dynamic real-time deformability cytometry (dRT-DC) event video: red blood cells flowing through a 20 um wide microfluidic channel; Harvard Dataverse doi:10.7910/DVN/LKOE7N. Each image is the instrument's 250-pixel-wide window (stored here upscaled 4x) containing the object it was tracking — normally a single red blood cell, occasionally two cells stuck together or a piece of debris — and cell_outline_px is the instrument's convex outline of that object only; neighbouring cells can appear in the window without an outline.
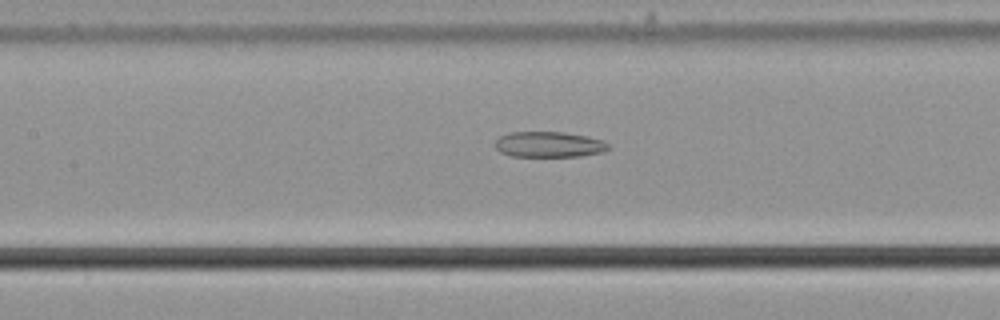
{"species": "common noctule bat (a hibernating species)", "species_latin": "Nyctalus noctula", "temperature_condition": "cold", "stored_images_in_passage": 56, "camera_frame_rate_fps": 3000, "um_per_image_px": 0.085, "animal": {"sex": "male", "body_mass_g": 21.5, "forearm_length_mm": 52.0}, "frame": {"image": 1, "passage_image": 26, "time_ms": 8.333, "image_size_px": [1000, 320], "cell_outline_px": [[608, 148], [604, 152], [580, 156], [512, 156], [500, 152], [496, 148], [496, 140], [500, 136], [508, 132], [564, 132], [588, 136], [604, 140], [608, 144]], "centroid_in_image_um": [46.68, 12.27], "position_along_channel_um": 160.7, "area_um2": 16.94}}
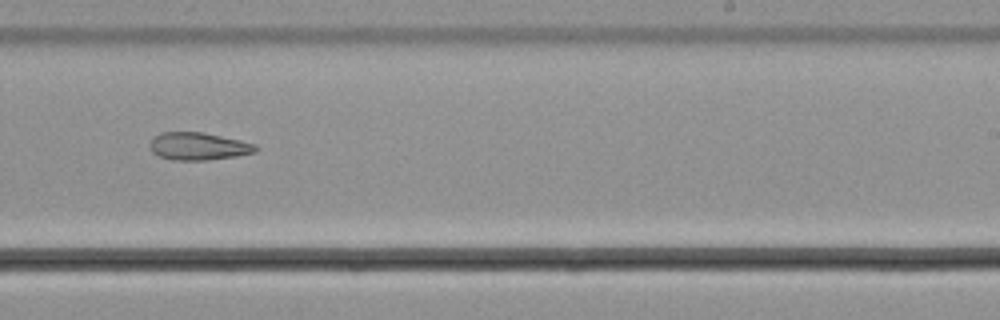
{"frame": {"image": 2, "passage_image": 35, "time_ms": 11.333, "image_size_px": [1000, 320], "cell_outline_px": [[260, 148], [256, 152], [236, 156], [208, 160], [172, 160], [160, 156], [152, 152], [148, 144], [160, 132], [204, 132], [240, 140], [256, 144]], "centroid_in_image_um": [16.89, 12.43], "position_along_channel_um": 272.1, "area_um2": 17.11}}
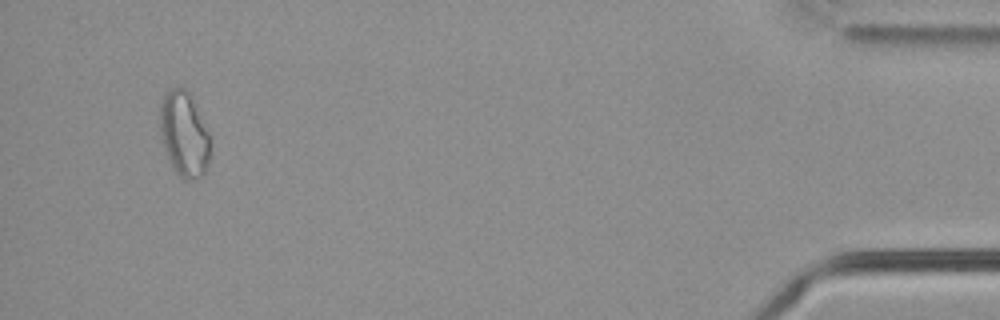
{"frame": {"image": 3, "passage_image": 53, "time_ms": 17.333, "image_size_px": [1000, 320], "cell_outline_px": [[208, 164], [204, 176], [188, 180], [184, 180], [172, 168], [164, 148], [160, 136], [160, 104], [168, 88], [184, 88], [188, 92], [208, 132]], "centroid_in_image_um": [15.61, 11.43], "position_along_channel_um": 419.6, "area_um2": 24.51}, "authors_computed_cell_mechanics": {"area_um2": 22.1085, "velocity_mm_per_s": 3.7224, "shape_relaxation_time_tau1_ms": null, "shape_relaxation_time_tau2_ms": 9.3852, "deformation_change_tau1": null, "deformation_change_tau2": 0.1925}}